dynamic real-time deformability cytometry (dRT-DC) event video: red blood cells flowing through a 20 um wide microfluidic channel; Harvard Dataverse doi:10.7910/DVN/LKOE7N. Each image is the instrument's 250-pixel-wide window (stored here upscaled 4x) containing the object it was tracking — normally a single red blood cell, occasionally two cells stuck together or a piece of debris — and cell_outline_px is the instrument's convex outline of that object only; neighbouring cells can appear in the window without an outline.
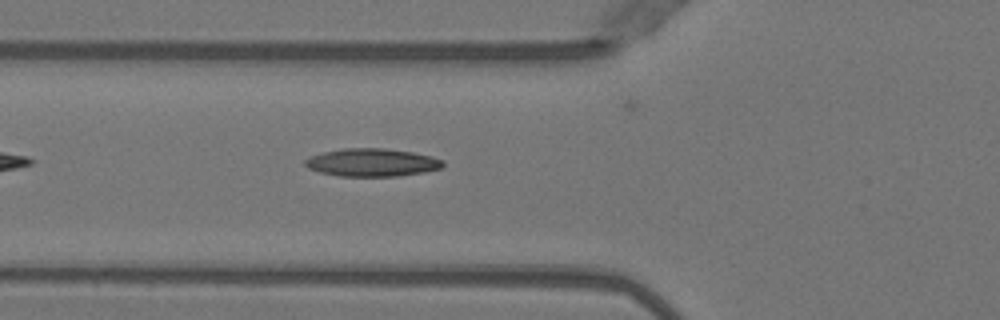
{"species": "Egyptian fruit bat (a non-hibernating species)", "species_latin": "Rousettus aegyptiacus", "temperature_condition": "warm", "stored_images_in_passage": 32, "camera_frame_rate_fps": 3000, "um_per_image_px": 0.085, "animal": {"sex": "female"}, "frame": {"image": 1, "passage_image": 2, "time_ms": 0.333, "image_size_px": [1000, 320], "cell_outline_px": [[444, 164], [440, 168], [424, 172], [396, 176], [340, 176], [320, 172], [308, 168], [304, 164], [304, 160], [312, 156], [324, 152], [344, 148], [384, 148], [412, 152], [432, 156], [444, 160]], "centroid_in_image_um": [31.63, 13.81], "position_along_channel_um": 94.2, "area_um2": 22.31}}
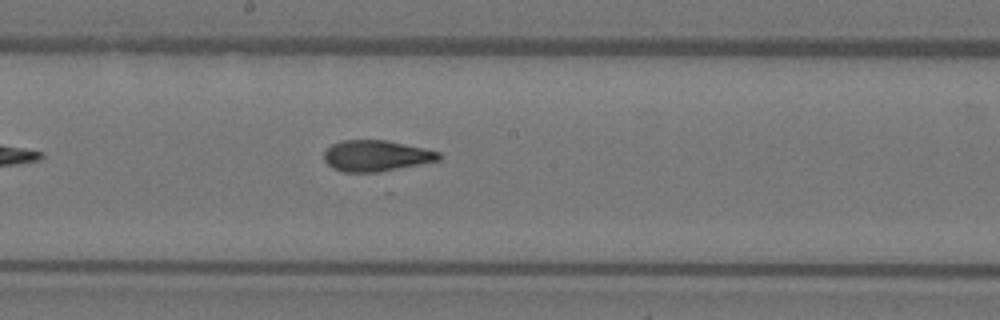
{"frame": {"image": 2, "passage_image": 11, "time_ms": 3.333, "image_size_px": [1000, 320], "cell_outline_px": [[440, 160], [420, 164], [376, 172], [344, 172], [332, 168], [324, 160], [324, 152], [332, 144], [344, 140], [384, 140], [424, 148], [440, 152]], "centroid_in_image_um": [31.95, 13.24], "position_along_channel_um": 216.2, "area_um2": 20.52}}
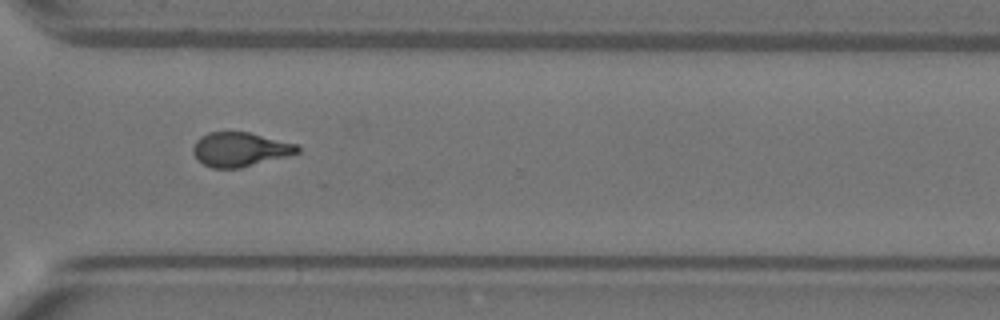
{"frame": {"image": 3, "passage_image": 21, "time_ms": 6.667, "image_size_px": [1000, 320], "cell_outline_px": [[300, 152], [288, 156], [240, 168], [212, 168], [204, 164], [192, 152], [192, 148], [196, 140], [200, 136], [208, 132], [248, 132], [296, 144], [300, 148]], "centroid_in_image_um": [20.39, 12.7], "position_along_channel_um": 350.2, "area_um2": 20.69}, "authors_computed_cell_mechanics": {"area_um2": 20.8658, "velocity_mm_per_s": 4.0373, "shape_relaxation_time_tau1_ms": 10.2873, "shape_relaxation_time_tau2_ms": 1.4328, "deformation_change_tau1": 0.3024, "deformation_change_tau2": 0.0843}}